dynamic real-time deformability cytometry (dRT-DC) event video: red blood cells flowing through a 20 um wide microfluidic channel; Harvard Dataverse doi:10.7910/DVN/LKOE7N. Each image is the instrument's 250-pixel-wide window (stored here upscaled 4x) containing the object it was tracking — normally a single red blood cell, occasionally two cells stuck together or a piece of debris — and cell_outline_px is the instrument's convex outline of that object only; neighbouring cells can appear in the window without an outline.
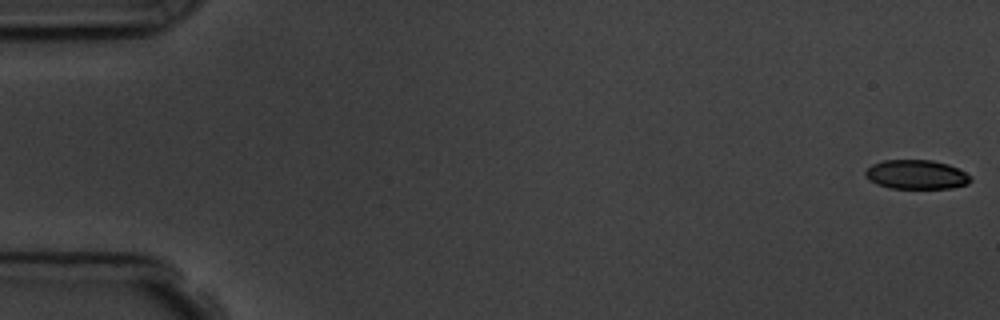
{"species": "common noctule bat (a hibernating species)", "species_latin": "Nyctalus noctula", "temperature_condition": "room temperature", "stored_images_in_passage": 4, "camera_frame_rate_fps": 3000, "um_per_image_px": 0.085, "animal": {"sex": "male", "body_mass_g": 19.5, "forearm_length_mm": 54.6}, "frame": {"image": 1, "passage_image": 1, "time_ms": 0.0, "image_size_px": [1000, 320], "cell_outline_px": [[972, 180], [968, 184], [952, 188], [888, 188], [876, 184], [868, 180], [864, 176], [864, 172], [872, 164], [884, 160], [932, 160], [948, 164], [972, 176]], "centroid_in_image_um": [77.87, 14.84], "position_along_channel_um": 7.1, "area_um2": 18.03}}